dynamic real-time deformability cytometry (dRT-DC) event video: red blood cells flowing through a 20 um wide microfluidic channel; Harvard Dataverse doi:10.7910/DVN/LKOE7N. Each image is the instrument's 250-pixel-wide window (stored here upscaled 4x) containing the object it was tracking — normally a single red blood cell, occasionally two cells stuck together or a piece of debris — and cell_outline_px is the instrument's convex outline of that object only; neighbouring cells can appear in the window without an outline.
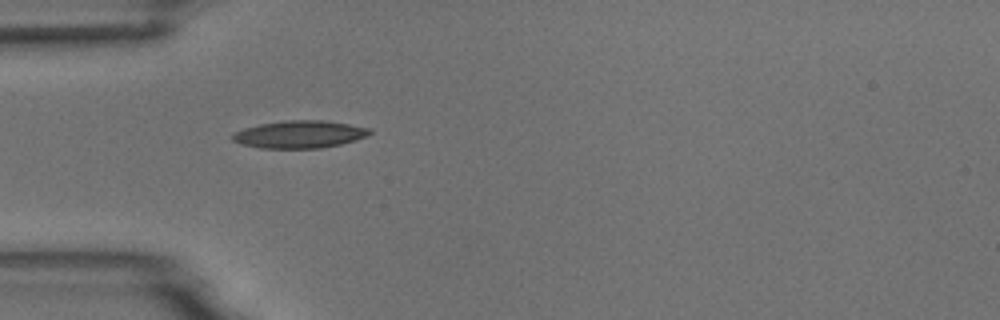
{"species": "common noctule bat (a hibernating species)", "species_latin": "Nyctalus noctula", "temperature_condition": "room temperature", "stored_images_in_passage": 2, "camera_frame_rate_fps": 3000, "um_per_image_px": 0.085, "animal": {"sex": "male", "body_mass_g": 18.8}, "frame": {"image": 1, "passage_image": 1, "time_ms": 0.0, "image_size_px": [1000, 320], "cell_outline_px": [[372, 132], [356, 140], [340, 144], [320, 148], [260, 148], [244, 144], [232, 140], [228, 136], [244, 128], [260, 124], [284, 120], [324, 120], [372, 128]], "centroid_in_image_um": [25.45, 11.41], "position_along_channel_um": 59.5, "area_um2": 21.91}}